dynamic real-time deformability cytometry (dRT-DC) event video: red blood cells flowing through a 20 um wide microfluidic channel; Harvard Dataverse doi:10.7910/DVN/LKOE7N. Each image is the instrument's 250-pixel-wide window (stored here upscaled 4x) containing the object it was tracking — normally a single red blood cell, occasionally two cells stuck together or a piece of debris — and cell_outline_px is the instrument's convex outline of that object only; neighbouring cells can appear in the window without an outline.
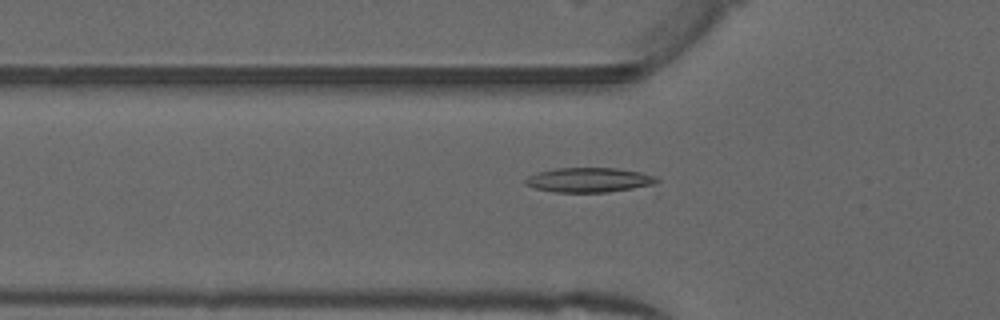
{"species": "common noctule bat (a hibernating species)", "species_latin": "Nyctalus noctula", "temperature_condition": "warm", "stored_images_in_passage": 51, "camera_frame_rate_fps": 3000, "um_per_image_px": 0.085, "animal": {"sex": "male", "forearm_length_mm": 52.5}, "frame": {"image": 1, "passage_image": 17, "time_ms": 5.333, "image_size_px": [1000, 320], "cell_outline_px": [[660, 180], [652, 184], [632, 188], [604, 192], [552, 192], [532, 188], [524, 184], [524, 180], [528, 176], [536, 172], [556, 168], [616, 168], [640, 172], [656, 176]], "centroid_in_image_um": [49.99, 15.29], "position_along_channel_um": 75.8, "area_um2": 18.84}}
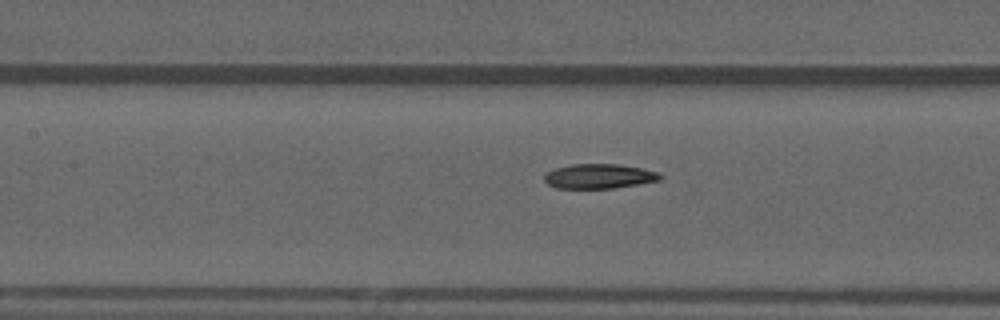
{"frame": {"image": 2, "passage_image": 23, "time_ms": 7.333, "image_size_px": [1000, 320], "cell_outline_px": [[664, 176], [660, 180], [612, 188], [556, 188], [548, 184], [544, 180], [544, 176], [548, 172], [556, 168], [572, 164], [616, 164], [640, 168], [656, 172]], "centroid_in_image_um": [50.9, 14.98], "position_along_channel_um": 156.5, "area_um2": 16.36}}
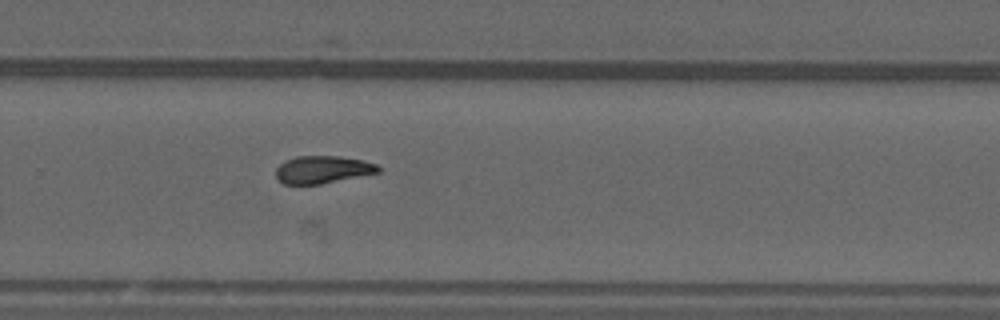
{"frame": {"image": 3, "passage_image": 34, "time_ms": 11.0, "image_size_px": [1000, 320], "cell_outline_px": [[380, 172], [320, 184], [284, 184], [276, 176], [276, 168], [284, 160], [296, 156], [340, 156], [364, 160], [376, 164], [380, 168]], "centroid_in_image_um": [27.42, 14.4], "position_along_channel_um": 302.4, "area_um2": 16.42}, "authors_computed_cell_mechanics": {"area_um2": 17.2244, "velocity_mm_per_s": 3.9889, "shape_relaxation_time_tau1_ms": null, "shape_relaxation_time_tau2_ms": 4.5817, "deformation_change_tau1": null, "deformation_change_tau2": 0.0989}}